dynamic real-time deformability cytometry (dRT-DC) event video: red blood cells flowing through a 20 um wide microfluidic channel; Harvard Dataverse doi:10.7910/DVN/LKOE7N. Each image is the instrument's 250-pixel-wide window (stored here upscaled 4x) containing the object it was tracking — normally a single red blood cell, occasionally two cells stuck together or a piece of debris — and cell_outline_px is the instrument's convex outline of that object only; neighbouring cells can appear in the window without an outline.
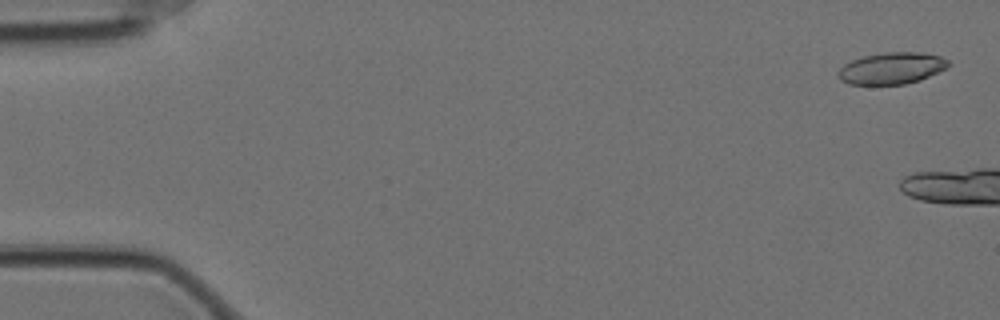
{"species": "Egyptian fruit bat (a non-hibernating species)", "species_latin": "Rousettus aegyptiacus", "temperature_condition": "cold", "stored_images_in_passage": 7, "camera_frame_rate_fps": 3000, "um_per_image_px": 0.085, "animal": {"sex": "female"}, "frame": {"image": 1, "passage_image": 2, "time_ms": 0.333, "image_size_px": [1000, 320], "cell_outline_px": [[952, 64], [948, 68], [920, 80], [904, 84], [848, 84], [840, 80], [836, 76], [836, 72], [844, 64], [852, 60], [864, 56], [884, 52], [924, 52], [940, 56], [948, 60]], "centroid_in_image_um": [75.8, 5.79], "position_along_channel_um": 9.2, "area_um2": 20.58}}